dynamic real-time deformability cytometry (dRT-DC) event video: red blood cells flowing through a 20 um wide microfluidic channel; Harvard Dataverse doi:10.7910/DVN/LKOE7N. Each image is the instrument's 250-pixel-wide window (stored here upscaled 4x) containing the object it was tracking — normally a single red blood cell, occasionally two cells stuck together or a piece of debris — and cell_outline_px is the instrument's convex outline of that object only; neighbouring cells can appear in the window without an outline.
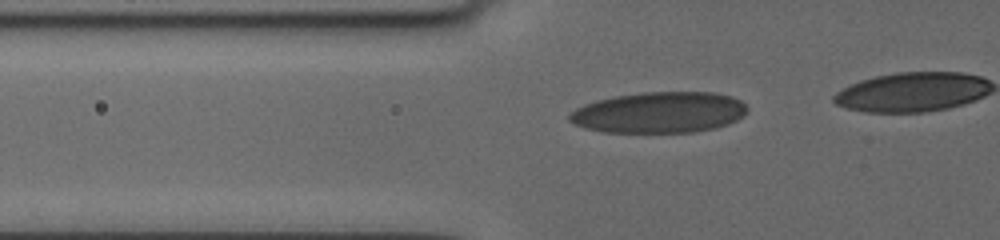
{"species": "human", "species_latin": "Homo sapiens", "temperature_condition": "cold", "stored_images_in_passage": 43, "camera_frame_rate_fps": 3000, "um_per_image_px": 0.085, "donor": {"sex": "female"}, "frame": {"image": 1, "passage_image": 13, "time_ms": 4.0, "image_size_px": [1000, 240], "cell_outline_px": [[748, 108], [744, 116], [728, 124], [716, 128], [696, 132], [604, 132], [584, 128], [572, 124], [568, 120], [568, 116], [576, 108], [584, 104], [596, 100], [616, 96], [644, 92], [716, 92], [732, 96], [740, 100]], "centroid_in_image_um": [56.04, 9.56], "position_along_channel_um": 69.8, "area_um2": 42.77}}
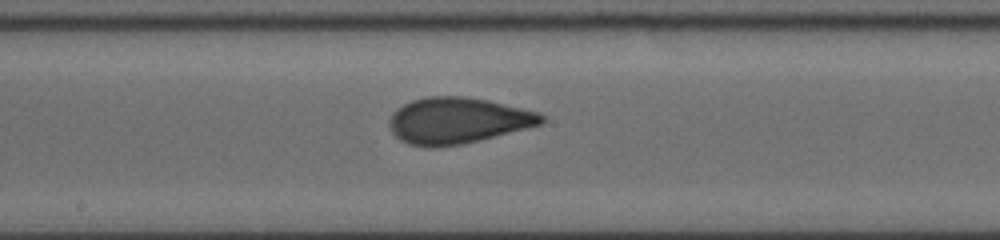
{"frame": {"image": 2, "passage_image": 25, "time_ms": 8.0, "image_size_px": [1000, 240], "cell_outline_px": [[544, 120], [540, 124], [480, 140], [460, 144], [436, 148], [428, 148], [408, 144], [400, 140], [392, 132], [388, 124], [388, 120], [392, 112], [396, 108], [412, 100], [428, 96], [464, 96], [488, 100], [540, 112], [544, 116]], "centroid_in_image_um": [38.85, 10.25], "position_along_channel_um": 209.4, "area_um2": 41.04}}
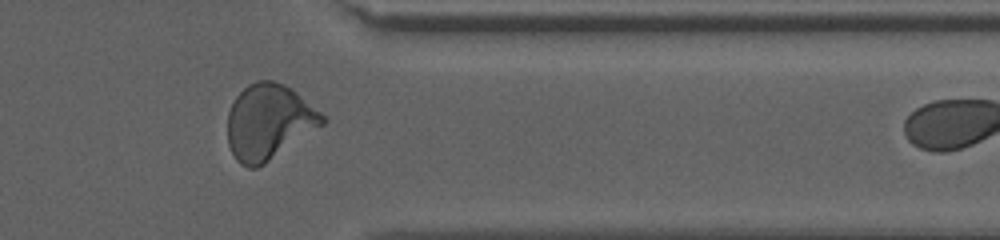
{"frame": {"image": 3, "passage_image": 40, "time_ms": 13.0, "image_size_px": [1000, 240], "cell_outline_px": [[328, 120], [324, 124], [264, 164], [256, 168], [248, 168], [240, 164], [236, 160], [228, 144], [228, 112], [236, 96], [248, 84], [256, 80], [272, 80], [284, 84], [292, 88], [320, 112]], "centroid_in_image_um": [22.84, 10.35], "position_along_channel_um": 388.6, "area_um2": 41.5}}